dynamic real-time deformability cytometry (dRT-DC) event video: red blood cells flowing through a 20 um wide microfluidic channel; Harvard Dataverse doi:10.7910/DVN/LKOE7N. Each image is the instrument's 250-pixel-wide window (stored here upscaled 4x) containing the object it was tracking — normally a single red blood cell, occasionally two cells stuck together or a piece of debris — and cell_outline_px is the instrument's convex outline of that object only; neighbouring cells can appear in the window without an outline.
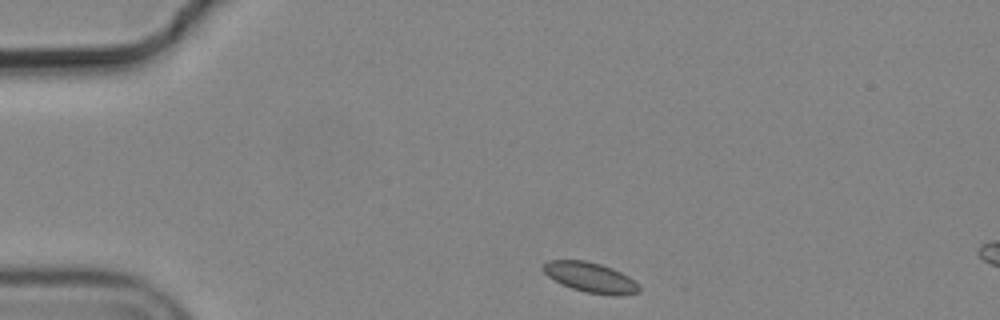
{"species": "common noctule bat (a hibernating species)", "species_latin": "Nyctalus noctula", "temperature_condition": "cold", "stored_images_in_passage": 3, "segment_of_instrument_passage": [1, 2], "camera_frame_rate_fps": 3000, "um_per_image_px": 0.085, "animal": {"sex": "male", "body_mass_g": 19.2, "forearm_length_mm": 51.8}, "frame": {"image": 1, "passage_image": 1, "time_ms": 0.0, "image_size_px": [1000, 320], "cell_outline_px": [[640, 292], [584, 292], [572, 288], [548, 276], [544, 272], [544, 264], [548, 260], [584, 260], [600, 264], [612, 268], [628, 276], [640, 284]], "centroid_in_image_um": [50.14, 23.52], "position_along_channel_um": 34.9, "area_um2": 15.84}}